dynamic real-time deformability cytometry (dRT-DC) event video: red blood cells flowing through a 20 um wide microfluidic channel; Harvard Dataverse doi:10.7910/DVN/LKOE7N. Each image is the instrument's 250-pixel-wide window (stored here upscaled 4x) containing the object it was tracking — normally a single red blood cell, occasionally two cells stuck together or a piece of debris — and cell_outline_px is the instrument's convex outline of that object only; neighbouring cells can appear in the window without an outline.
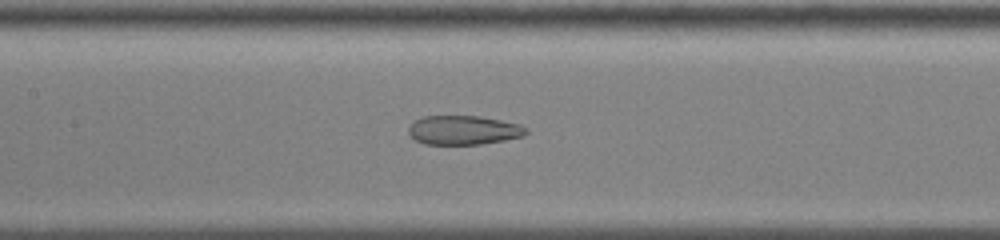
{"species": "common noctule bat (a hibernating species)", "species_latin": "Nyctalus noctula", "temperature_condition": "cold", "stored_images_in_passage": 52, "camera_frame_rate_fps": 3000, "um_per_image_px": 0.085, "animal": {"sex": "male", "body_mass_g": 13.0, "forearm_length_mm": 53.1}, "frame": {"image": 1, "passage_image": 29, "time_ms": 9.333, "image_size_px": [1000, 240], "cell_outline_px": [[528, 132], [524, 136], [504, 140], [480, 144], [424, 144], [416, 140], [408, 132], [408, 128], [416, 120], [424, 116], [480, 116], [520, 124], [528, 128]], "centroid_in_image_um": [39.43, 11.06], "position_along_channel_um": 168.0, "area_um2": 19.88}}
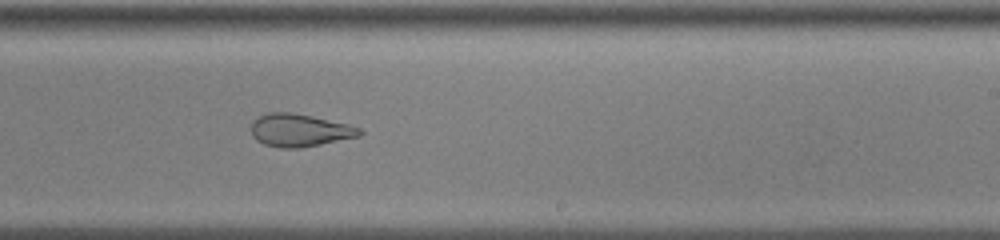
{"frame": {"image": 2, "passage_image": 37, "time_ms": 12.0, "image_size_px": [1000, 240], "cell_outline_px": [[364, 132], [360, 136], [300, 148], [280, 148], [264, 144], [256, 140], [252, 136], [252, 120], [268, 112], [292, 112], [312, 116], [348, 124], [360, 128]], "centroid_in_image_um": [25.46, 11.07], "position_along_channel_um": 263.5, "area_um2": 20.69}}
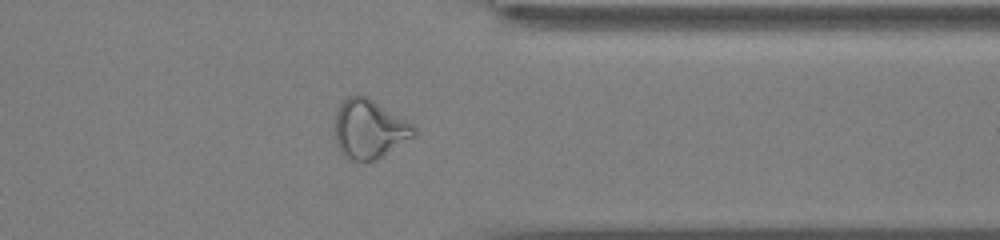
{"frame": {"image": 3, "passage_image": 47, "time_ms": 15.333, "image_size_px": [1000, 240], "cell_outline_px": [[416, 136], [376, 160], [368, 164], [364, 164], [348, 160], [340, 152], [336, 144], [336, 112], [340, 104], [348, 96], [364, 96], [372, 100], [412, 124], [416, 128]], "centroid_in_image_um": [31.38, 11.05], "position_along_channel_um": 380.0, "area_um2": 27.22}}